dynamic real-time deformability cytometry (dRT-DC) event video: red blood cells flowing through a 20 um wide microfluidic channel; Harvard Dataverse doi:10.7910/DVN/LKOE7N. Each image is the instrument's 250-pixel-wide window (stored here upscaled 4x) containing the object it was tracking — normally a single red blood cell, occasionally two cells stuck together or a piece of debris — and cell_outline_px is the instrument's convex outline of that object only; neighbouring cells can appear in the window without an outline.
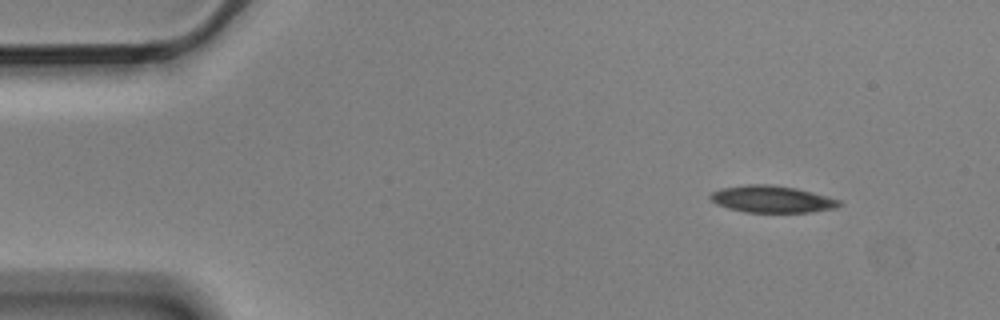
{"species": "Egyptian fruit bat (a non-hibernating species)", "species_latin": "Rousettus aegyptiacus", "temperature_condition": "cold", "stored_images_in_passage": 4, "segment_of_instrument_passage": [1, 2], "camera_frame_rate_fps": 3000, "um_per_image_px": 0.085, "animal": {"sex": "male"}, "frame": {"image": 1, "passage_image": 1, "time_ms": 0.0, "image_size_px": [1000, 320], "cell_outline_px": [[844, 204], [836, 208], [812, 212], [744, 212], [728, 208], [716, 204], [708, 196], [712, 192], [720, 188], [748, 184], [768, 184], [796, 188], [828, 196], [840, 200]], "centroid_in_image_um": [65.63, 16.93], "position_along_channel_um": 19.4, "area_um2": 20.35}}